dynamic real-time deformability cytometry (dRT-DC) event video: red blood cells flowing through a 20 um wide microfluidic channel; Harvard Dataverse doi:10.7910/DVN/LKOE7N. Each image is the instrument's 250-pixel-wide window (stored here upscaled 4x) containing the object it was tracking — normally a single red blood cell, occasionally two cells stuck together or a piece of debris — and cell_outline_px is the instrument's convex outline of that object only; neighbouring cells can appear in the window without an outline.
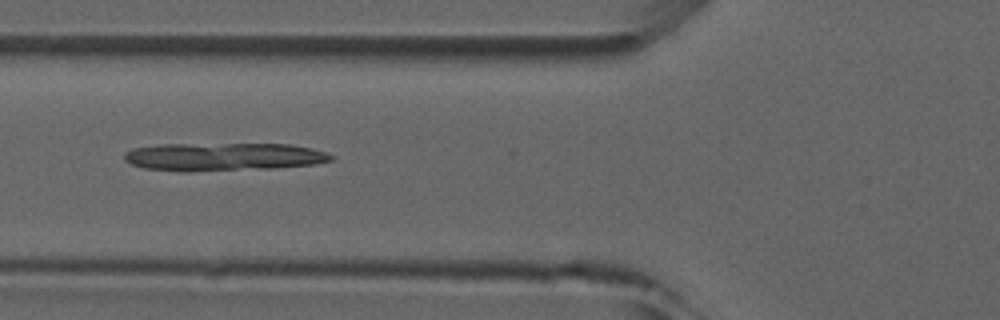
{"species": "common noctule bat (a hibernating species)", "species_latin": "Nyctalus noctula", "temperature_condition": "room temperature", "stored_images_in_passage": 5, "camera_frame_rate_fps": 3000, "um_per_image_px": 0.085, "animal": {"sex": "male", "forearm_length_mm": 52.5}, "frame": {"image": 1, "passage_image": 5, "time_ms": 5.333, "image_size_px": [1000, 320], "cell_outline_px": [[332, 160], [316, 164], [272, 168], [188, 172], [180, 172], [144, 168], [132, 164], [124, 160], [124, 152], [132, 148], [160, 144], [288, 144], [312, 148], [328, 152], [332, 156]], "centroid_in_image_um": [18.96, 13.33], "position_along_channel_um": 106.8, "area_um2": 34.1}}